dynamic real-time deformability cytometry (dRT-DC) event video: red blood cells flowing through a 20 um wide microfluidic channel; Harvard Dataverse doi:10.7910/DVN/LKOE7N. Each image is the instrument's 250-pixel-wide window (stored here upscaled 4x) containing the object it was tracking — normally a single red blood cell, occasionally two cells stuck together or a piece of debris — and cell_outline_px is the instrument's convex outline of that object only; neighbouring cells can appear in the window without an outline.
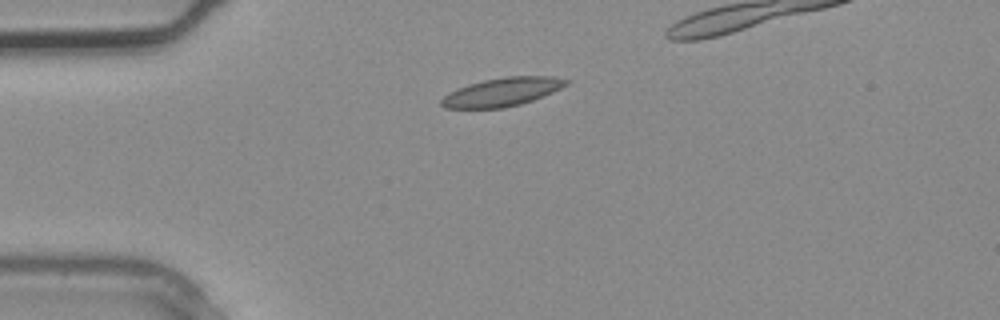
{"species": "common noctule bat (a hibernating species)", "species_latin": "Nyctalus noctula", "temperature_condition": "warm", "stored_images_in_passage": 6, "camera_frame_rate_fps": 3000, "um_per_image_px": 0.085, "animal": {"sex": "male", "body_mass_g": 20.4}, "frame": {"image": 1, "passage_image": 3, "time_ms": 0.667, "image_size_px": [1000, 320], "cell_outline_px": [[572, 80], [568, 84], [552, 92], [532, 100], [520, 104], [504, 108], [444, 108], [440, 104], [440, 100], [444, 96], [468, 84], [484, 80], [504, 76], [552, 76]], "centroid_in_image_um": [42.71, 7.81], "position_along_channel_um": 42.3, "area_um2": 20.58}}